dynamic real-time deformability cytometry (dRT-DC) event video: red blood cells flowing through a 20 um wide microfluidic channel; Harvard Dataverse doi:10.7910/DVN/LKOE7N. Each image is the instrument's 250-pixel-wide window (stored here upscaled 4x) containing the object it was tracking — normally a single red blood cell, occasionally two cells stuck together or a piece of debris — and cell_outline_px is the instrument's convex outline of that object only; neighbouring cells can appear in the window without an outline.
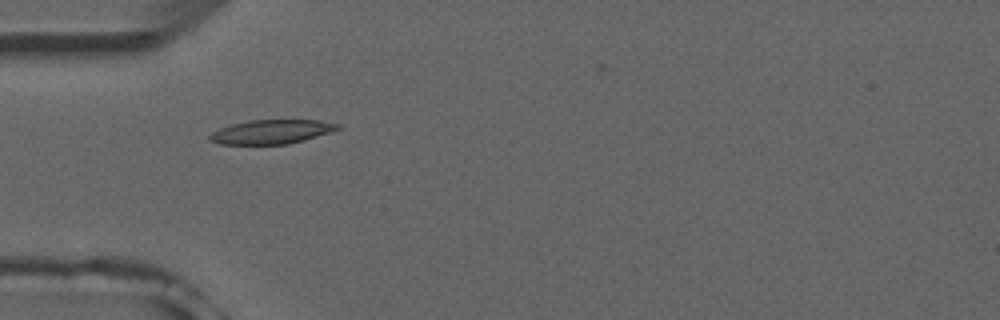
{"species": "common noctule bat (a hibernating species)", "species_latin": "Nyctalus noctula", "temperature_condition": "room temperature", "stored_images_in_passage": 5, "camera_frame_rate_fps": 3000, "um_per_image_px": 0.085, "animal": {"sex": "male", "forearm_length_mm": 52.5}, "frame": {"image": 1, "passage_image": 4, "time_ms": 3.333, "image_size_px": [1000, 320], "cell_outline_px": [[340, 128], [332, 132], [304, 140], [288, 144], [220, 144], [208, 140], [208, 136], [212, 132], [220, 128], [232, 124], [248, 120], [320, 120], [340, 124]], "centroid_in_image_um": [23.08, 11.2], "position_along_channel_um": 61.9, "area_um2": 18.03}}
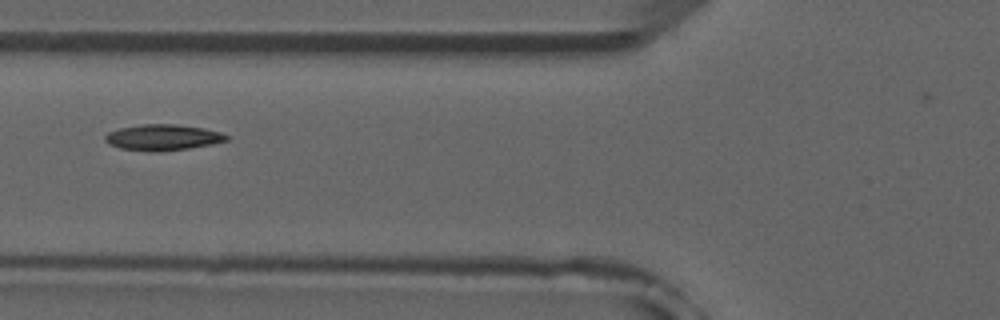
{"frame": {"image": 2, "passage_image": 5, "time_ms": 4.667, "image_size_px": [1000, 320], "cell_outline_px": [[228, 140], [188, 148], [156, 152], [148, 152], [120, 148], [108, 144], [104, 140], [104, 136], [108, 132], [120, 128], [140, 124], [176, 124], [204, 128], [220, 132], [228, 136]], "centroid_in_image_um": [13.78, 11.68], "position_along_channel_um": 112.0, "area_um2": 18.32}}